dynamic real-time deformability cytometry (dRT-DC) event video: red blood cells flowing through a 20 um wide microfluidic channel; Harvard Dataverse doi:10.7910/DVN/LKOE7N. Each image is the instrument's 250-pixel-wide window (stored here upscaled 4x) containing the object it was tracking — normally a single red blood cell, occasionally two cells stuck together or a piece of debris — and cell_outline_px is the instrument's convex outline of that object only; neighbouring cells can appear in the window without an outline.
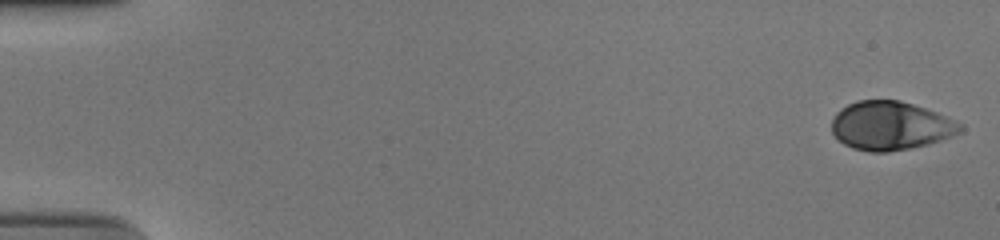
{"species": "human", "species_latin": "Homo sapiens", "temperature_condition": "cold", "stored_images_in_passage": 55, "camera_frame_rate_fps": 3000, "um_per_image_px": 0.085, "donor": {"sex": "male"}, "frame": {"image": 1, "passage_image": 1, "time_ms": 0.0, "image_size_px": [1000, 240], "cell_outline_px": [[964, 128], [960, 132], [940, 140], [928, 144], [888, 152], [868, 152], [852, 148], [844, 144], [832, 132], [832, 120], [836, 112], [840, 108], [856, 100], [900, 100], [948, 116], [964, 124]], "centroid_in_image_um": [75.7, 10.68], "position_along_channel_um": 9.3, "area_um2": 36.53}}
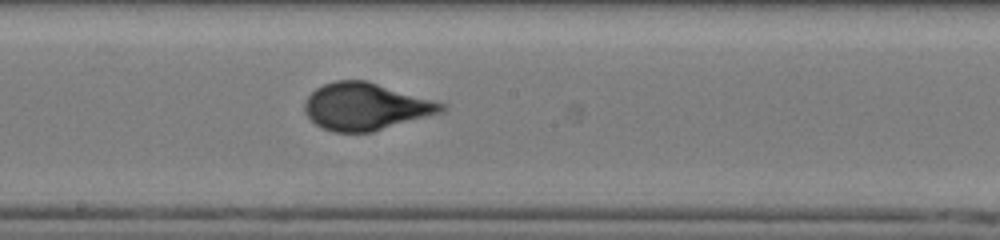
{"frame": {"image": 2, "passage_image": 31, "time_ms": 10.0, "image_size_px": [1000, 240], "cell_outline_px": [[448, 108], [444, 112], [372, 132], [332, 132], [320, 128], [304, 112], [304, 100], [316, 88], [324, 84], [336, 80], [368, 80], [448, 104]], "centroid_in_image_um": [31.11, 9.05], "position_along_channel_um": 217.1, "area_um2": 38.03}}
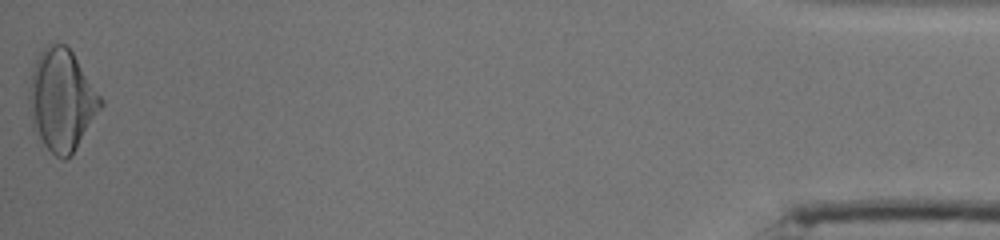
{"frame": {"image": 3, "passage_image": 55, "time_ms": 18.0, "image_size_px": [1000, 240], "cell_outline_px": [[104, 104], [76, 148], [64, 160], [56, 156], [44, 144], [32, 128], [28, 100], [28, 92], [32, 72], [36, 60], [40, 52], [48, 44], [64, 44], [72, 52], [104, 100]], "centroid_in_image_um": [5.24, 8.5], "position_along_channel_um": 430.0, "area_um2": 41.96}, "authors_computed_cell_mechanics": {"area_um2": 37.0498, "velocity_mm_per_s": 3.7475, "shape_relaxation_time_tau1_ms": 5.8549, "shape_relaxation_time_tau2_ms": null, "deformation_change_tau1": 0.2184, "deformation_change_tau2": null}}